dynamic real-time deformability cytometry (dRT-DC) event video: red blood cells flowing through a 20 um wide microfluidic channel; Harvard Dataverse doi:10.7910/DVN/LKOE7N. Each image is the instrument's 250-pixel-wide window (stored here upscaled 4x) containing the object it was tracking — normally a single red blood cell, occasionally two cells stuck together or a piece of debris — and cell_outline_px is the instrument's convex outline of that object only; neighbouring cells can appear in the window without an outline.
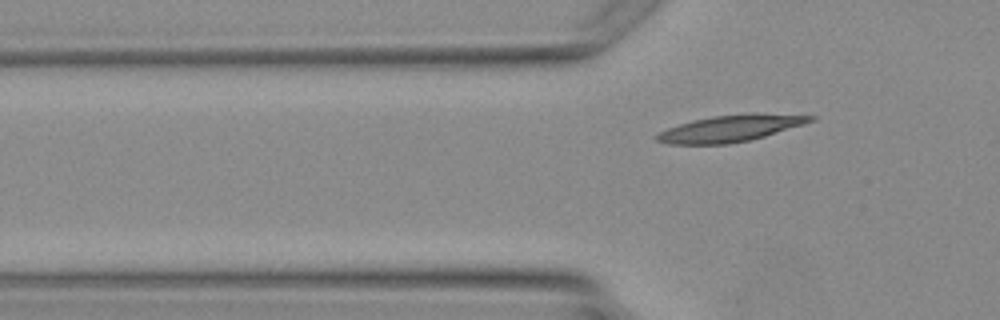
{"species": "Egyptian fruit bat (a non-hibernating species)", "species_latin": "Rousettus aegyptiacus", "temperature_condition": "warm", "stored_images_in_passage": 3, "camera_frame_rate_fps": 3000, "um_per_image_px": 0.085, "animal": {"sex": "female"}, "frame": {"image": 1, "passage_image": 2, "time_ms": 2.0, "image_size_px": [1000, 320], "cell_outline_px": [[816, 120], [804, 124], [764, 136], [748, 140], [728, 144], [668, 144], [656, 140], [652, 136], [668, 128], [692, 120], [712, 116], [748, 112], [756, 112], [816, 116]], "centroid_in_image_um": [62.1, 10.89], "position_along_channel_um": 63.7, "area_um2": 23.99}}
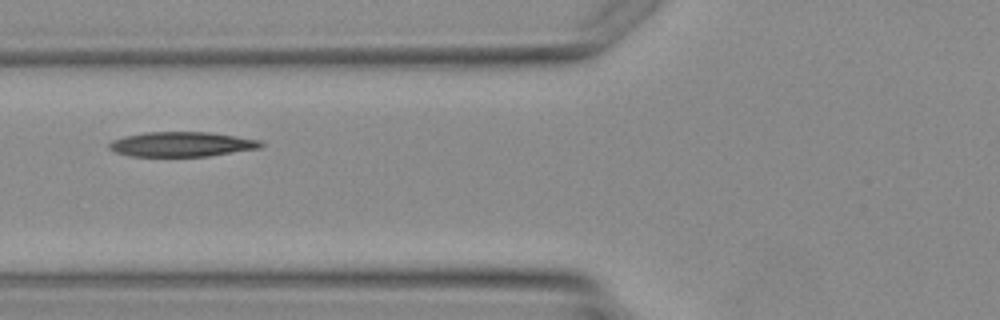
{"frame": {"image": 2, "passage_image": 3, "time_ms": 3.0, "image_size_px": [1000, 320], "cell_outline_px": [[264, 144], [260, 148], [208, 156], [128, 156], [116, 152], [108, 148], [108, 144], [112, 140], [124, 136], [144, 132], [208, 132], [236, 136], [260, 140]], "centroid_in_image_um": [15.42, 12.26], "position_along_channel_um": 110.4, "area_um2": 21.91}}